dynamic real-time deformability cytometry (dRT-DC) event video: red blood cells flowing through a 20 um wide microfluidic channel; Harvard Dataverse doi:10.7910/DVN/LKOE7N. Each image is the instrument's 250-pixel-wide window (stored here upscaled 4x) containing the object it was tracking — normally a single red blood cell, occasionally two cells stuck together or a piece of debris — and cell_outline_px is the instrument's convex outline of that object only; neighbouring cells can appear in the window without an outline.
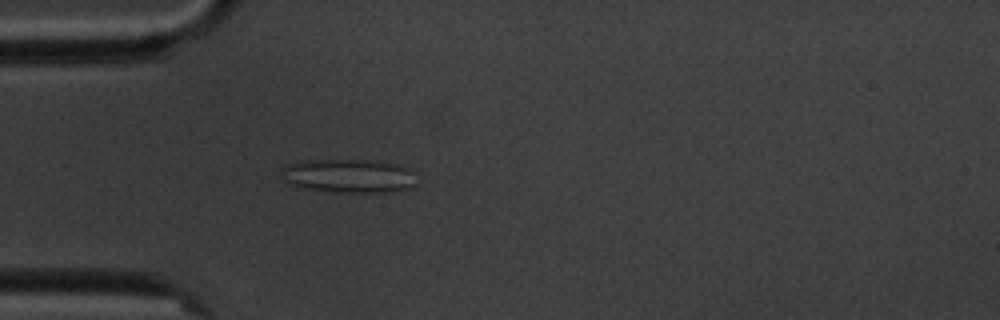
{"species": "common noctule bat (a hibernating species)", "species_latin": "Nyctalus noctula", "temperature_condition": "cold", "stored_images_in_passage": 1, "camera_frame_rate_fps": 3000, "um_per_image_px": 0.085, "animal": {"sex": "male", "body_mass_g": 20.1, "forearm_length_mm": 53.5}, "frame": {"image": 1, "passage_image": 1, "time_ms": 0.0, "image_size_px": [1000, 320], "cell_outline_px": [[416, 184], [412, 188], [392, 192], [336, 192], [296, 188], [284, 180], [280, 168], [296, 160], [372, 160], [396, 164], [408, 168], [412, 172]], "centroid_in_image_um": [29.59, 14.95], "position_along_channel_um": 55.4, "area_um2": 27.05}}